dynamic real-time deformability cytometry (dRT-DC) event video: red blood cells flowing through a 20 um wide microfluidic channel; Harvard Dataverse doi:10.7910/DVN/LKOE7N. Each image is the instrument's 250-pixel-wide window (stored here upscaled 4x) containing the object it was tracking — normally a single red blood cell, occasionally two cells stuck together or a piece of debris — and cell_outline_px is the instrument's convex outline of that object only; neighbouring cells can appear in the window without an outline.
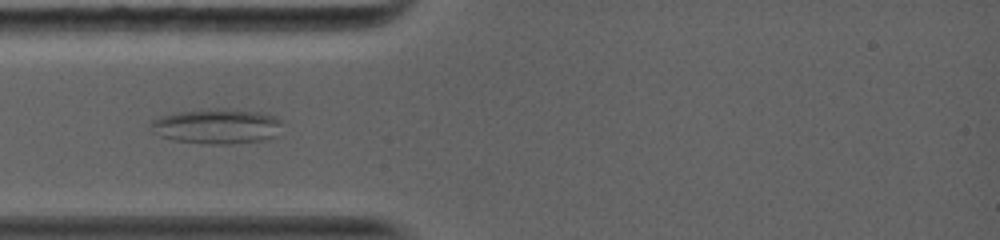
{"species": "common noctule bat (a hibernating species)", "species_latin": "Nyctalus noctula", "temperature_condition": "warm", "stored_images_in_passage": 8, "camera_frame_rate_fps": 5000, "um_per_image_px": 0.085, "animal": {"sex": "female", "body_mass_g": 19.0, "forearm_length_mm": 56.7}, "frame": {"image": 1, "passage_image": 1, "time_ms": 0.0, "image_size_px": [1000, 240], "cell_outline_px": [[280, 120], [272, 136], [260, 140], [232, 144], [212, 144], [176, 140], [160, 136], [152, 132], [148, 124], [152, 120], [160, 116], [172, 112], [216, 108], [260, 112], [272, 116]], "centroid_in_image_um": [18.28, 10.72], "position_along_channel_um": 66.7, "area_um2": 26.36}}